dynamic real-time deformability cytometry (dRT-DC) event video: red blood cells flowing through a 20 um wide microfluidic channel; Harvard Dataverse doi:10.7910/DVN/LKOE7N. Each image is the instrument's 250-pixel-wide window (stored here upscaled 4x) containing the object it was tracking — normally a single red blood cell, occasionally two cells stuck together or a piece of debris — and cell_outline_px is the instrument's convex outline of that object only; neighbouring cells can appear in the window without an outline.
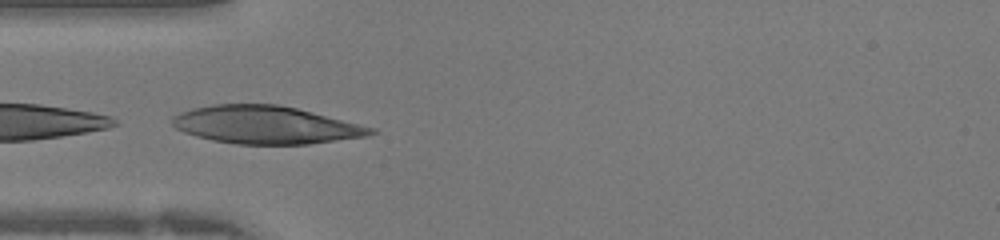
{"species": "human", "species_latin": "Homo sapiens", "temperature_condition": "warm", "stored_images_in_passage": 6, "camera_frame_rate_fps": 3000, "um_per_image_px": 0.085, "donor": {"sex": "female"}, "frame": {"image": 1, "passage_image": 1, "time_ms": 0.0, "image_size_px": [1000, 240], "cell_outline_px": [[376, 132], [364, 136], [308, 144], [236, 144], [212, 140], [196, 136], [184, 132], [176, 128], [172, 124], [172, 116], [180, 112], [192, 108], [212, 104], [276, 104], [296, 108], [376, 128]], "centroid_in_image_um": [22.53, 10.61], "position_along_channel_um": 62.5, "area_um2": 43.47}}
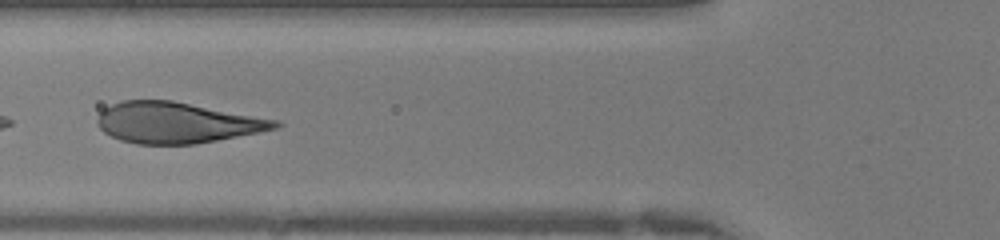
{"frame": {"image": 2, "passage_image": 4, "time_ms": 1.0, "image_size_px": [1000, 240], "cell_outline_px": [[284, 124], [276, 128], [196, 144], [136, 144], [120, 140], [104, 132], [96, 124], [96, 120], [100, 112], [104, 108], [112, 104], [124, 100], [172, 100], [280, 120]], "centroid_in_image_um": [15.01, 10.42], "position_along_channel_um": 110.8, "area_um2": 42.31}}